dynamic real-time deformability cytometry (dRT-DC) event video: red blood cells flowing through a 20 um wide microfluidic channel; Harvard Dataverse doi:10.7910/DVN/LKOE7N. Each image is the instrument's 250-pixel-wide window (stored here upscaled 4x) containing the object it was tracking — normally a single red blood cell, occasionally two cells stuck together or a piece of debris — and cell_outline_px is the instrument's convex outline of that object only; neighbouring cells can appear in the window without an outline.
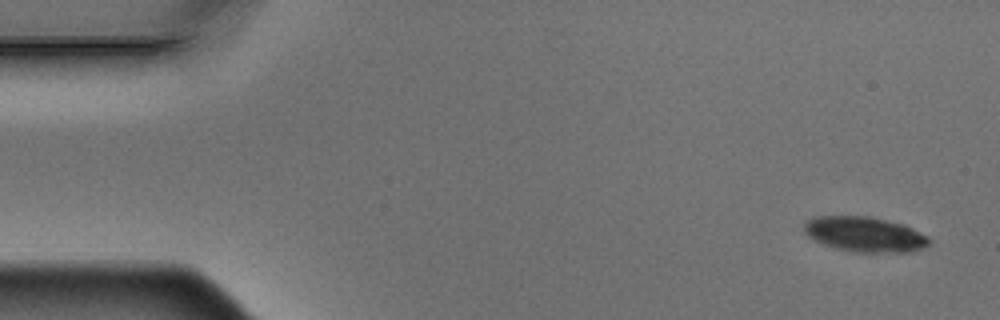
{"species": "Egyptian fruit bat (a non-hibernating species)", "species_latin": "Rousettus aegyptiacus", "temperature_condition": "warm", "stored_images_in_passage": 5, "camera_frame_rate_fps": 3000, "um_per_image_px": 0.085, "animal": {"sex": "male"}, "frame": {"image": 1, "passage_image": 1, "time_ms": 0.0, "image_size_px": [1000, 320], "cell_outline_px": [[932, 240], [924, 248], [904, 252], [852, 252], [836, 248], [824, 244], [808, 236], [804, 232], [804, 224], [812, 216], [868, 216], [900, 224], [928, 236]], "centroid_in_image_um": [73.47, 19.92], "position_along_channel_um": 11.5, "area_um2": 25.26}}
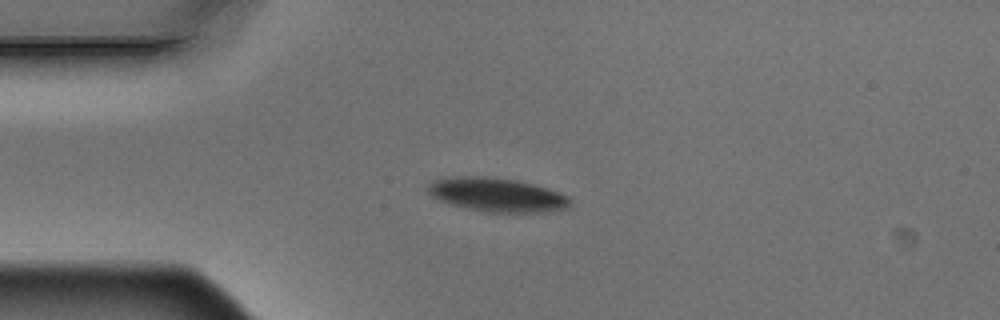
{"frame": {"image": 2, "passage_image": 4, "time_ms": 1.0, "image_size_px": [1000, 320], "cell_outline_px": [[572, 204], [568, 208], [544, 212], [484, 212], [452, 204], [440, 200], [432, 196], [428, 192], [428, 184], [432, 180], [452, 176], [484, 176], [516, 180], [532, 184], [568, 196], [572, 200]], "centroid_in_image_um": [42.23, 16.55], "position_along_channel_um": 42.8, "area_um2": 27.92}}